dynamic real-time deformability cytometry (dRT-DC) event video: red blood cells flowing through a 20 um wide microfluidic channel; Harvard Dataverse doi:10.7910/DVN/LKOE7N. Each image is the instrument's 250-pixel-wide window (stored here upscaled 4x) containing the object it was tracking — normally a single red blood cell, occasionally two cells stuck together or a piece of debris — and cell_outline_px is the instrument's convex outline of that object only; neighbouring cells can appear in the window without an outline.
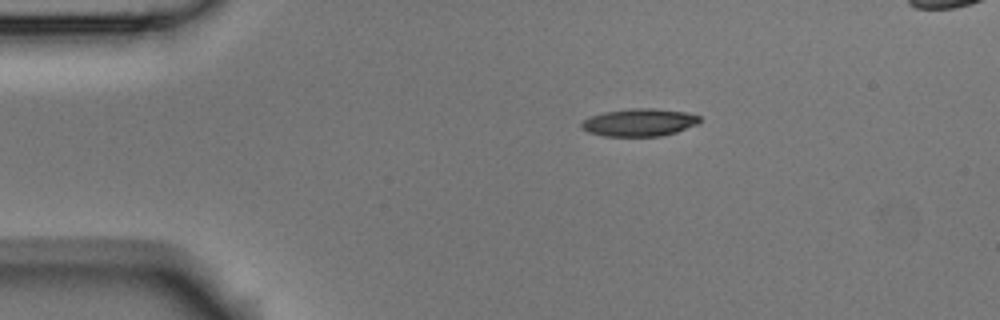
{"species": "Egyptian fruit bat (a non-hibernating species)", "species_latin": "Rousettus aegyptiacus", "temperature_condition": "room temperature", "stored_images_in_passage": 3, "camera_frame_rate_fps": 3000, "um_per_image_px": 0.085, "animal": {"sex": "male"}, "frame": {"image": 1, "passage_image": 1, "time_ms": 0.0, "image_size_px": [1000, 320], "cell_outline_px": [[700, 120], [696, 124], [676, 132], [660, 136], [604, 136], [588, 132], [580, 128], [580, 124], [584, 120], [592, 116], [604, 112], [632, 108], [652, 108], [684, 112], [700, 116]], "centroid_in_image_um": [54.31, 10.41], "position_along_channel_um": 30.7, "area_um2": 18.84}}